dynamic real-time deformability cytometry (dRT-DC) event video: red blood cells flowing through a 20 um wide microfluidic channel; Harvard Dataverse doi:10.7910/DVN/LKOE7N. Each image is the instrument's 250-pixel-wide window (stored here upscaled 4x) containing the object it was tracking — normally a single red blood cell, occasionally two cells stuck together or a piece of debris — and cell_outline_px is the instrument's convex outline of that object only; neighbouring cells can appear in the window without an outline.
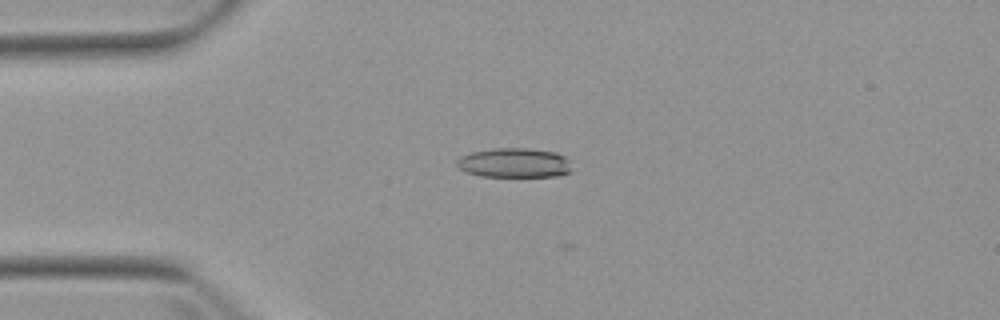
{"species": "Egyptian fruit bat (a non-hibernating species)", "species_latin": "Rousettus aegyptiacus", "temperature_condition": "warm", "stored_images_in_passage": 13, "segment_of_instrument_passage": [1, 2], "camera_frame_rate_fps": 3000, "um_per_image_px": 0.085, "animal": {"sex": "female"}, "frame": {"image": 1, "passage_image": 4, "time_ms": 3.667, "image_size_px": [1000, 320], "cell_outline_px": [[572, 172], [556, 176], [480, 176], [464, 172], [456, 164], [456, 160], [460, 156], [472, 152], [492, 148], [528, 148], [556, 152], [564, 156], [568, 160], [572, 168]], "centroid_in_image_um": [43.71, 13.84], "position_along_channel_um": 41.3, "area_um2": 19.94}}